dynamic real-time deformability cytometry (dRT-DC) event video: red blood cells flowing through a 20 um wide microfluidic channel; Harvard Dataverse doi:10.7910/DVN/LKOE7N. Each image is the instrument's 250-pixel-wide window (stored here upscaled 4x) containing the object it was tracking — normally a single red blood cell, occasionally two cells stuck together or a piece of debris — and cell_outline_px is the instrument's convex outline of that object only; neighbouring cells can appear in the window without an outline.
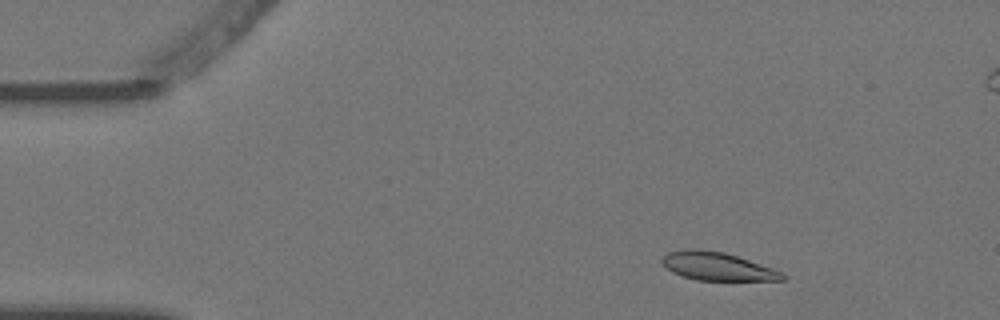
{"species": "Egyptian fruit bat (a non-hibernating species)", "species_latin": "Rousettus aegyptiacus", "temperature_condition": "warm", "stored_images_in_passage": 5, "camera_frame_rate_fps": 3000, "um_per_image_px": 0.085, "animal": {"sex": "female"}, "frame": {"image": 1, "passage_image": 2, "time_ms": 0.333, "image_size_px": [1000, 320], "cell_outline_px": [[788, 276], [784, 280], [696, 280], [672, 272], [660, 260], [668, 252], [688, 248], [692, 248], [724, 252], [784, 272]], "centroid_in_image_um": [60.99, 22.64], "position_along_channel_um": 24.0, "area_um2": 19.59}}